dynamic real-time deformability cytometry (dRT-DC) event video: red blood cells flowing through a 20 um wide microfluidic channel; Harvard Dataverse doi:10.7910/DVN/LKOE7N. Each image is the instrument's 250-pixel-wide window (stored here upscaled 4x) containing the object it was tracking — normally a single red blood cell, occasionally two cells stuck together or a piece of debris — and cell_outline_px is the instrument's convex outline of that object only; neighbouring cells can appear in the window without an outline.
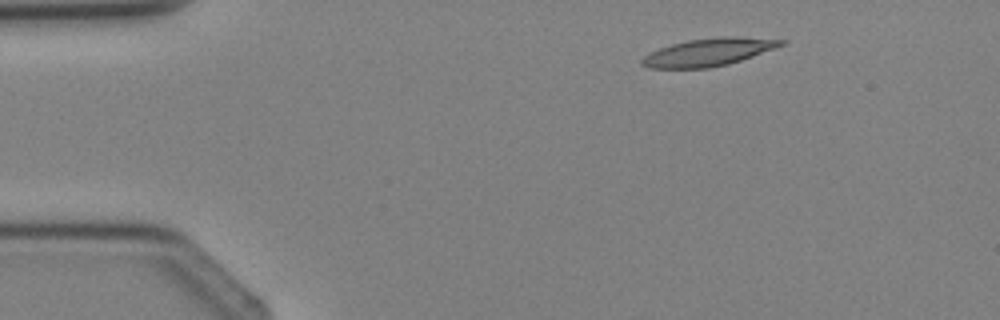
{"species": "Egyptian fruit bat (a non-hibernating species)", "species_latin": "Rousettus aegyptiacus", "temperature_condition": "cold", "stored_images_in_passage": 2, "camera_frame_rate_fps": 3000, "um_per_image_px": 0.085, "animal": {"sex": "female"}, "frame": {"image": 1, "passage_image": 1, "time_ms": 0.0, "image_size_px": [1000, 320], "cell_outline_px": [[788, 40], [784, 44], [776, 48], [728, 64], [708, 68], [648, 68], [640, 64], [640, 60], [644, 56], [660, 48], [672, 44], [688, 40], [728, 36]], "centroid_in_image_um": [60.21, 4.44], "position_along_channel_um": 24.8, "area_um2": 22.14}}